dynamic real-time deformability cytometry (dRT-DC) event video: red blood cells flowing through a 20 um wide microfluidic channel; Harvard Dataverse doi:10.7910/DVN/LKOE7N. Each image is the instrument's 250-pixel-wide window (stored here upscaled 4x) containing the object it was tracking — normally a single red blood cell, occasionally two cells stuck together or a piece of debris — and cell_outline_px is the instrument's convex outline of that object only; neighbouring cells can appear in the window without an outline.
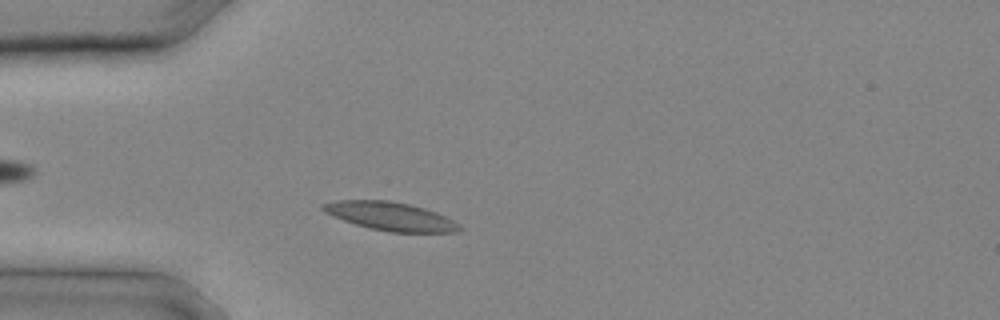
{"species": "common noctule bat (a hibernating species)", "species_latin": "Nyctalus noctula", "temperature_condition": "cold", "stored_images_in_passage": 8, "camera_frame_rate_fps": 3000, "um_per_image_px": 0.085, "animal": {"sex": "male", "body_mass_g": 20.4}, "frame": {"image": 1, "passage_image": 4, "time_ms": 1.0, "image_size_px": [1000, 320], "cell_outline_px": [[464, 228], [456, 232], [388, 232], [356, 224], [344, 220], [324, 212], [320, 208], [320, 204], [336, 200], [388, 200], [408, 204], [424, 208], [436, 212], [460, 224]], "centroid_in_image_um": [33.18, 18.38], "position_along_channel_um": 51.8, "area_um2": 22.48}}